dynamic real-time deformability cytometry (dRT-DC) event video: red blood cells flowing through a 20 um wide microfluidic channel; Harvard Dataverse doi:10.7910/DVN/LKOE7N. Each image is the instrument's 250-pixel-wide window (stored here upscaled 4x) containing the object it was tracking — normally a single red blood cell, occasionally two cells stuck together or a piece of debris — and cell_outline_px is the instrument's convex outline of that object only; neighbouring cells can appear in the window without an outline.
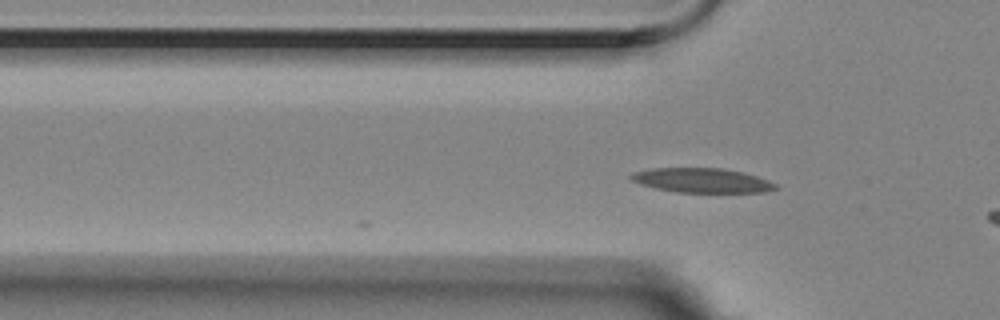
{"species": "Egyptian fruit bat (a non-hibernating species)", "species_latin": "Rousettus aegyptiacus", "temperature_condition": "room temperature", "stored_images_in_passage": 9, "camera_frame_rate_fps": 3000, "um_per_image_px": 0.085, "animal": {"sex": "female"}, "frame": {"image": 1, "passage_image": 4, "time_ms": 1.0, "image_size_px": [1000, 320], "cell_outline_px": [[780, 188], [764, 192], [676, 192], [656, 188], [640, 184], [632, 180], [628, 176], [632, 172], [652, 168], [720, 168], [744, 172], [768, 180], [776, 184]], "centroid_in_image_um": [59.66, 15.33], "position_along_channel_um": 66.1, "area_um2": 20.63}}
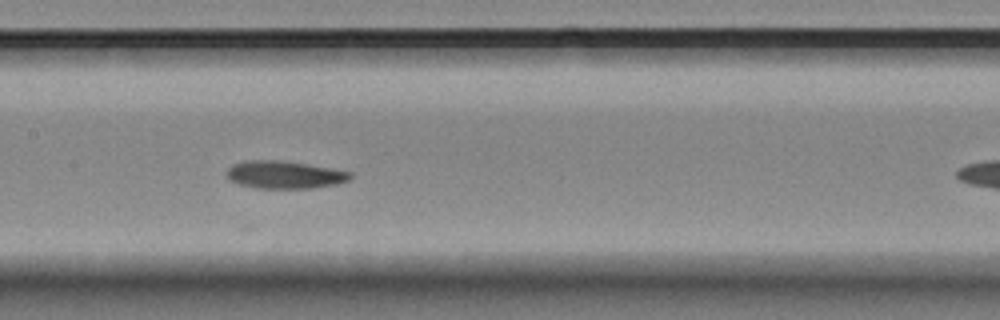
{"frame": {"image": 2, "passage_image": 7, "time_ms": 2.0, "image_size_px": [1000, 320], "cell_outline_px": [[352, 176], [348, 180], [336, 184], [312, 188], [256, 188], [240, 184], [228, 180], [224, 172], [232, 164], [248, 160], [280, 160], [308, 164], [352, 172]], "centroid_in_image_um": [24.14, 14.85], "position_along_channel_um": 183.3, "area_um2": 20.0}}
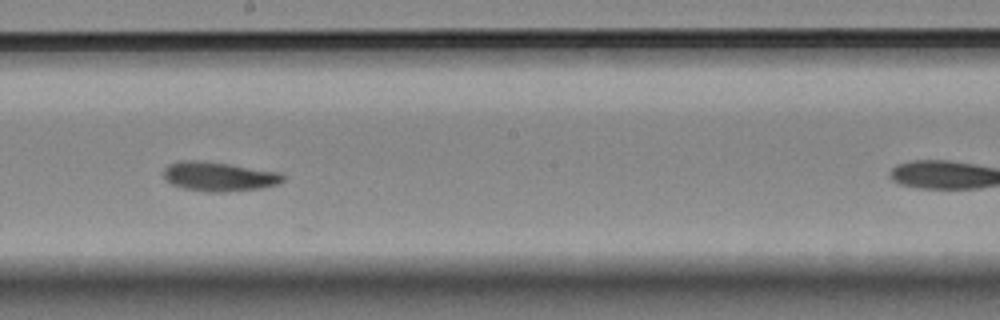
{"frame": {"image": 3, "passage_image": 8, "time_ms": 2.333, "image_size_px": [1000, 320], "cell_outline_px": [[284, 180], [276, 184], [260, 188], [224, 192], [208, 192], [184, 188], [172, 184], [164, 176], [164, 168], [168, 164], [180, 160], [196, 160], [228, 164], [280, 172], [284, 176]], "centroid_in_image_um": [18.59, 15.0], "position_along_channel_um": 229.6, "area_um2": 20.17}}